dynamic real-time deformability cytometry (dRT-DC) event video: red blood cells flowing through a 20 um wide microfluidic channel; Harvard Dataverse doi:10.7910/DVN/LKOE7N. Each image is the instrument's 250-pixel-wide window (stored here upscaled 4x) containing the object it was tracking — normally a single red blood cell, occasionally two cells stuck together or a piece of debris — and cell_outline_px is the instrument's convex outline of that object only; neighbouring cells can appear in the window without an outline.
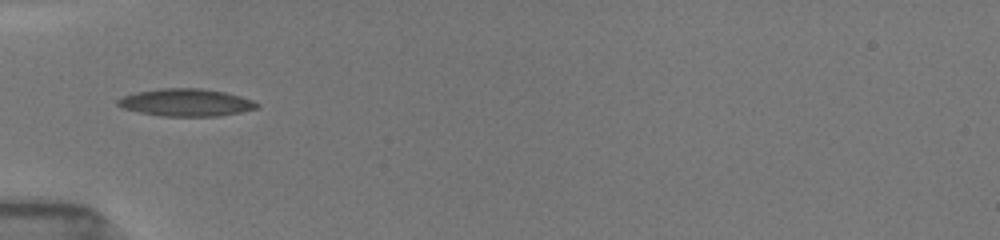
{"species": "common noctule bat (a hibernating species)", "species_latin": "Nyctalus noctula", "temperature_condition": "room temperature", "stored_images_in_passage": 2, "camera_frame_rate_fps": 3000, "um_per_image_px": 0.085, "animal": {"sex": "female", "body_mass_g": 19.5, "forearm_length_mm": 54.1}, "frame": {"image": 1, "passage_image": 1, "time_ms": 0.0, "image_size_px": [1000, 240], "cell_outline_px": [[260, 104], [256, 108], [240, 112], [216, 116], [160, 116], [140, 112], [124, 108], [116, 104], [116, 100], [124, 96], [136, 92], [160, 88], [200, 88], [224, 92], [240, 96], [252, 100]], "centroid_in_image_um": [15.79, 8.71], "position_along_channel_um": 69.2, "area_um2": 22.08}}